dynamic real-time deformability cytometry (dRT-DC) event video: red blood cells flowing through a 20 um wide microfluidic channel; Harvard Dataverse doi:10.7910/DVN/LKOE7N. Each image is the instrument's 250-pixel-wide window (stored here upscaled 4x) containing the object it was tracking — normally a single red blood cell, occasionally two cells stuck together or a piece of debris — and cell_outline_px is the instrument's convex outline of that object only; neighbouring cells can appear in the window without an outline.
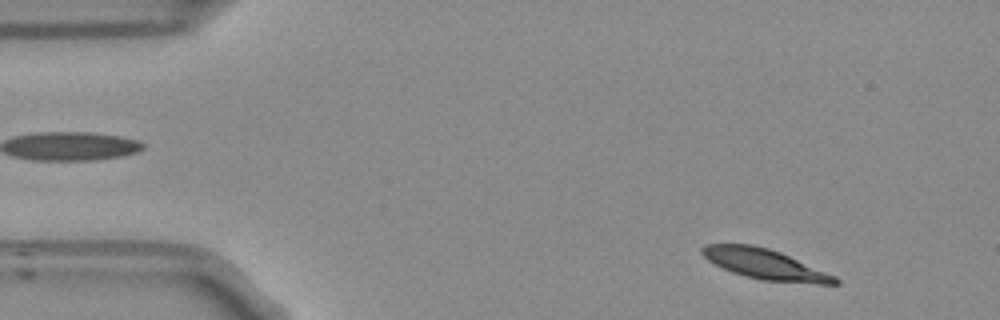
{"species": "Egyptian fruit bat (a non-hibernating species)", "species_latin": "Rousettus aegyptiacus", "temperature_condition": "room temperature", "stored_images_in_passage": 51, "camera_frame_rate_fps": 3000, "um_per_image_px": 0.085, "frame": {"image": 1, "passage_image": 3, "time_ms": 0.667, "image_size_px": [1000, 320], "cell_outline_px": [[840, 284], [816, 284], [760, 280], [744, 276], [732, 272], [708, 260], [700, 252], [700, 248], [704, 244], [752, 244], [768, 248], [780, 252], [836, 276], [840, 280]], "centroid_in_image_um": [65.03, 22.46], "position_along_channel_um": 20.0, "area_um2": 23.47}}
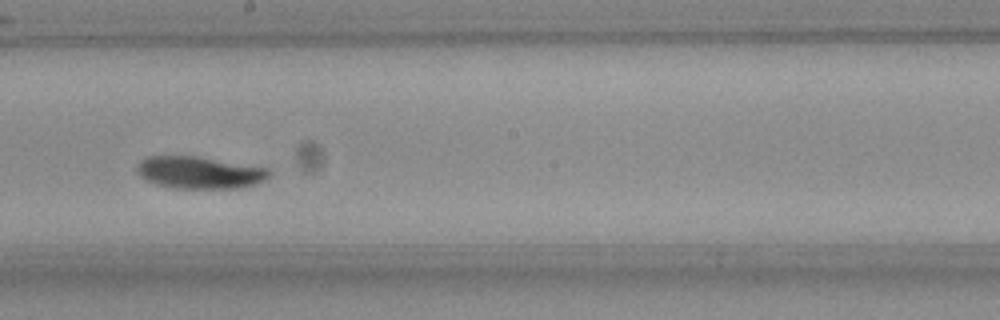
{"frame": {"image": 2, "passage_image": 27, "time_ms": 8.667, "image_size_px": [1000, 320], "cell_outline_px": [[272, 176], [256, 184], [240, 188], [172, 188], [156, 184], [140, 176], [136, 172], [136, 168], [140, 160], [144, 156], [196, 156], [268, 168], [272, 172]], "centroid_in_image_um": [16.96, 14.66], "position_along_channel_um": 231.2, "area_um2": 24.91}}
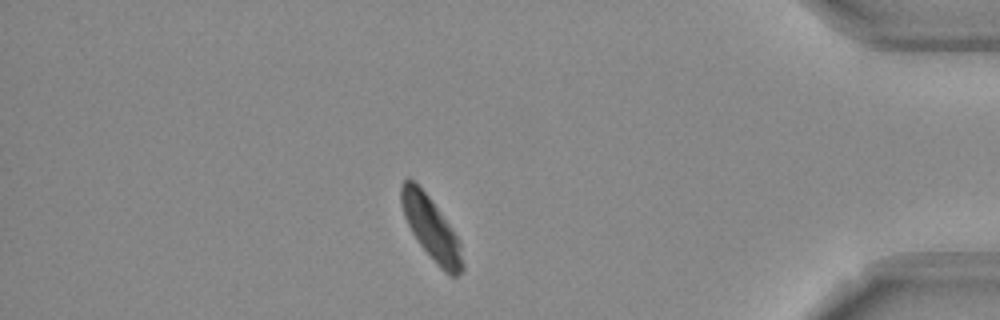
{"frame": {"image": 3, "passage_image": 44, "time_ms": 14.333, "image_size_px": [1000, 320], "cell_outline_px": [[464, 268], [456, 276], [452, 276], [444, 272], [440, 268], [420, 244], [412, 232], [404, 216], [400, 200], [400, 184], [404, 180], [412, 180], [428, 196], [440, 212], [456, 236], [460, 244], [464, 264]], "centroid_in_image_um": [36.64, 19.43], "position_along_channel_um": 398.6, "area_um2": 21.79}, "authors_computed_cell_mechanics": {"area_um2": 24.276, "velocity_mm_per_s": 3.6764, "shape_relaxation_time_tau1_ms": 3.1613, "shape_relaxation_time_tau2_ms": 3.9918, "deformation_change_tau1": 0.1188, "deformation_change_tau2": 0.0682}}